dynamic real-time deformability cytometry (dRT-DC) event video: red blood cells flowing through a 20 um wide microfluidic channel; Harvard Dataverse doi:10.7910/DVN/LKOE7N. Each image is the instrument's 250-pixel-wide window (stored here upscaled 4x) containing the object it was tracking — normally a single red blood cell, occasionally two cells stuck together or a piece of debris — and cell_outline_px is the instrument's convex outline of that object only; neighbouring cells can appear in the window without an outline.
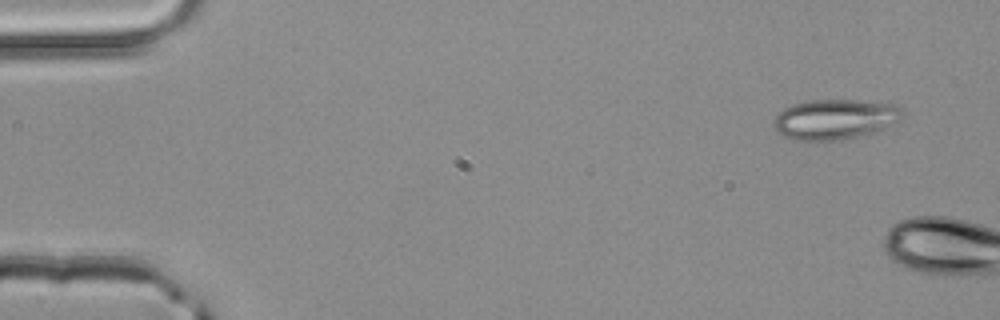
{"species": "common noctule bat (a hibernating species)", "species_latin": "Nyctalus noctula", "temperature_condition": "room temperature", "stored_images_in_passage": 2, "camera_frame_rate_fps": 3000, "um_per_image_px": 0.085, "animal": {"sex": "male", "body_mass_g": 20.4}, "frame": {"image": 1, "passage_image": 1, "time_ms": 0.0, "image_size_px": [1000, 320], "cell_outline_px": [[904, 112], [900, 120], [872, 132], [840, 140], [792, 140], [776, 132], [772, 124], [772, 120], [784, 108], [792, 104], [812, 100], [856, 100], [892, 104], [900, 108]], "centroid_in_image_um": [70.9, 10.13], "position_along_channel_um": 14.1, "area_um2": 29.88}}